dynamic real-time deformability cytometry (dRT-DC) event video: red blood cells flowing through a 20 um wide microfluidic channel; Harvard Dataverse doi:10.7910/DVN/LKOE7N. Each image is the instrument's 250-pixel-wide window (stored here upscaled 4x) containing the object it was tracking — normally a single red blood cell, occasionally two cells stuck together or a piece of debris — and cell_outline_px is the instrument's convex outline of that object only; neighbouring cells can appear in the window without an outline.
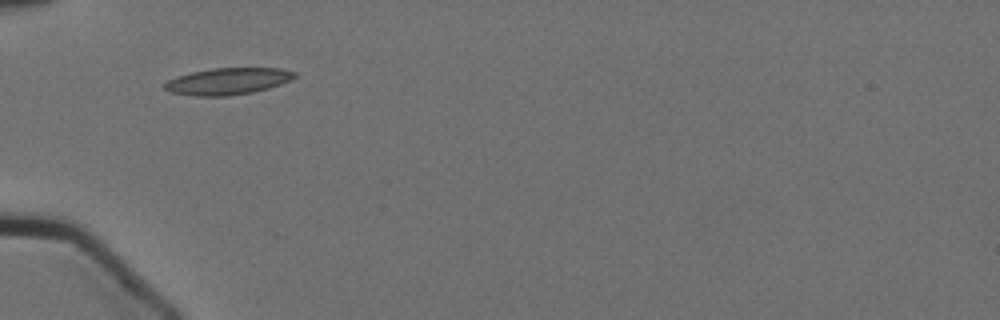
{"species": "Egyptian fruit bat (a non-hibernating species)", "species_latin": "Rousettus aegyptiacus", "temperature_condition": "cold", "stored_images_in_passage": 1, "camera_frame_rate_fps": 3000, "um_per_image_px": 0.085, "animal": {"sex": "female"}, "frame": {"image": 1, "passage_image": 1, "time_ms": 0.0, "image_size_px": [1000, 320], "cell_outline_px": [[300, 72], [296, 76], [280, 84], [268, 88], [252, 92], [228, 96], [192, 96], [172, 92], [164, 88], [164, 84], [168, 80], [176, 76], [192, 72], [212, 68], [280, 68]], "centroid_in_image_um": [19.37, 6.9], "position_along_channel_um": 65.6, "area_um2": 20.23}}